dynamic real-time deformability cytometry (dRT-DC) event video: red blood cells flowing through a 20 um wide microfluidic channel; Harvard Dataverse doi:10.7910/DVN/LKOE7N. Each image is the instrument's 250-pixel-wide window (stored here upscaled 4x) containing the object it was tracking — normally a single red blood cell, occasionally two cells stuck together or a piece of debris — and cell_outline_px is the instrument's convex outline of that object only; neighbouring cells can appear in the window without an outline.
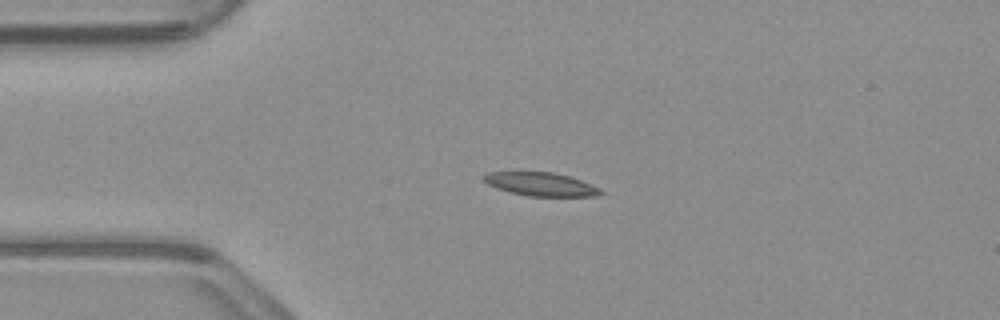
{"species": "common noctule bat (a hibernating species)", "species_latin": "Nyctalus noctula", "temperature_condition": "warm", "stored_images_in_passage": 41, "camera_frame_rate_fps": 3000, "um_per_image_px": 0.085, "animal": {"sex": "male", "body_mass_g": 23.1, "forearm_length_mm": 52.7}, "frame": {"image": 1, "passage_image": 1, "time_ms": 0.0, "image_size_px": [1000, 320], "cell_outline_px": [[604, 192], [600, 196], [528, 196], [496, 188], [488, 184], [480, 176], [488, 172], [516, 168], [552, 172], [568, 176], [592, 184], [600, 188]], "centroid_in_image_um": [45.88, 15.59], "position_along_channel_um": 39.1, "area_um2": 16.88}}
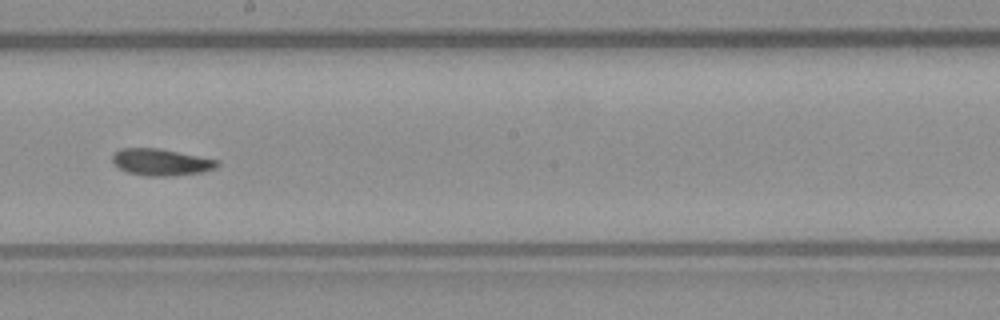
{"frame": {"image": 2, "passage_image": 18, "time_ms": 5.667, "image_size_px": [1000, 320], "cell_outline_px": [[220, 164], [216, 168], [204, 172], [172, 176], [148, 176], [128, 172], [120, 168], [112, 160], [112, 156], [120, 148], [156, 148], [220, 160]], "centroid_in_image_um": [13.74, 13.79], "position_along_channel_um": 234.5, "area_um2": 16.24}}
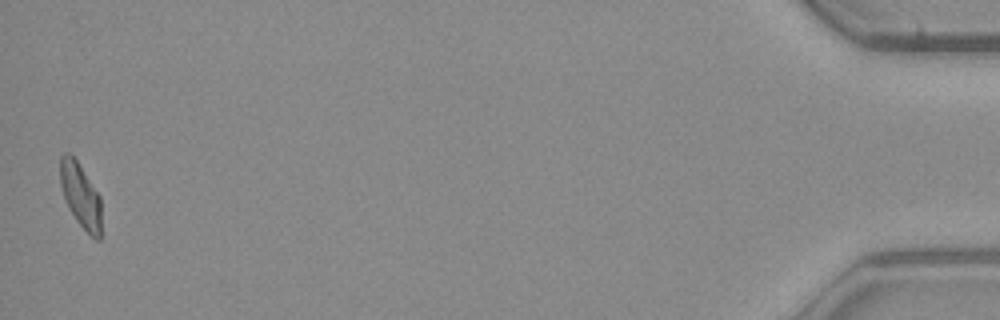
{"frame": {"image": 3, "passage_image": 41, "time_ms": 13.333, "image_size_px": [1000, 320], "cell_outline_px": [[100, 240], [96, 240], [76, 220], [68, 208], [60, 184], [60, 156], [64, 152], [68, 152], [76, 160], [100, 196]], "centroid_in_image_um": [6.82, 16.59], "position_along_channel_um": 428.4, "area_um2": 15.14}, "authors_computed_cell_mechanics": {"area_um2": 16.2418, "velocity_mm_per_s": 3.895, "shape_relaxation_time_tau1_ms": null, "shape_relaxation_time_tau2_ms": 5.9461, "deformation_change_tau1": null, "deformation_change_tau2": 0.1175}}